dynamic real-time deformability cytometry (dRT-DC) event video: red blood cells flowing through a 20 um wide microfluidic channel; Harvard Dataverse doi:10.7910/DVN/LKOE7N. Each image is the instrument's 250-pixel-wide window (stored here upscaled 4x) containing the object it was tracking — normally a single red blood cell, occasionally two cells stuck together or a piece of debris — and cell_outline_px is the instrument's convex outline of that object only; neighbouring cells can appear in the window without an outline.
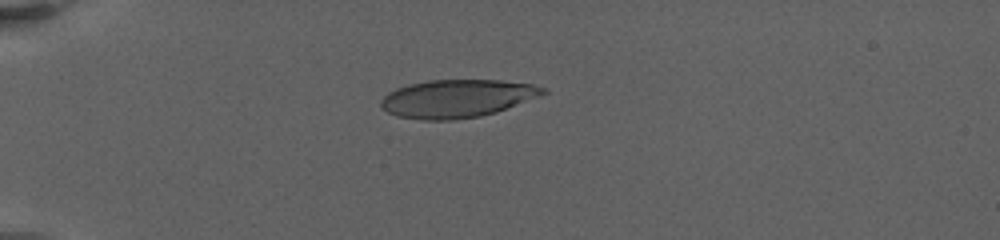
{"species": "human", "species_latin": "Homo sapiens", "temperature_condition": "warm", "stored_images_in_passage": 56, "camera_frame_rate_fps": 3000, "um_per_image_px": 0.085, "donor": {"sex": "female"}, "frame": {"image": 1, "passage_image": 15, "time_ms": 6.0, "image_size_px": [1000, 240], "cell_outline_px": [[548, 92], [496, 112], [480, 116], [452, 120], [424, 120], [396, 116], [388, 112], [380, 104], [380, 100], [388, 92], [396, 88], [408, 84], [428, 80], [500, 80], [532, 84], [544, 88]], "centroid_in_image_um": [38.81, 8.37], "position_along_channel_um": 46.2, "area_um2": 35.66}}
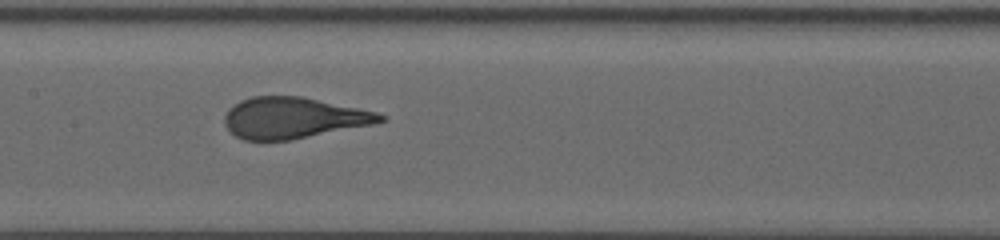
{"frame": {"image": 2, "passage_image": 32, "time_ms": 11.667, "image_size_px": [1000, 240], "cell_outline_px": [[388, 120], [372, 124], [292, 140], [244, 140], [236, 136], [224, 124], [224, 116], [228, 108], [240, 100], [252, 96], [304, 96], [376, 112], [388, 116]], "centroid_in_image_um": [24.93, 10.01], "position_along_channel_um": 182.5, "area_um2": 37.4}}
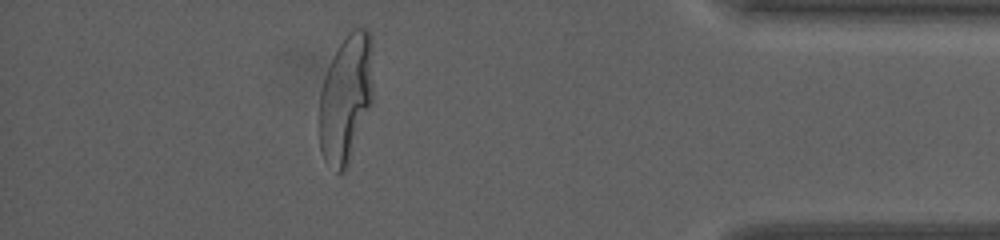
{"frame": {"image": 3, "passage_image": 50, "time_ms": 20.0, "image_size_px": [1000, 240], "cell_outline_px": [[372, 100], [348, 164], [344, 172], [336, 172], [324, 160], [320, 148], [320, 92], [328, 68], [336, 48], [348, 32], [356, 28], [368, 28], [372, 36]], "centroid_in_image_um": [29.4, 8.31], "position_along_channel_um": 405.8, "area_um2": 40.0}, "authors_computed_cell_mechanics": {"area_um2": 37.6278, "velocity_mm_per_s": 3.0971, "shape_relaxation_time_tau1_ms": 5.3052, "shape_relaxation_time_tau2_ms": null, "deformation_change_tau1": 0.2534, "deformation_change_tau2": null}}